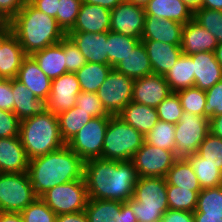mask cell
I'll list each match as a JSON object with an SVG mask.
<instances>
[{"label": "cell", "mask_w": 222, "mask_h": 222, "mask_svg": "<svg viewBox=\"0 0 222 222\" xmlns=\"http://www.w3.org/2000/svg\"><path fill=\"white\" fill-rule=\"evenodd\" d=\"M145 19L144 7L124 0L111 10L110 31L141 39Z\"/></svg>", "instance_id": "obj_13"}, {"label": "cell", "mask_w": 222, "mask_h": 222, "mask_svg": "<svg viewBox=\"0 0 222 222\" xmlns=\"http://www.w3.org/2000/svg\"><path fill=\"white\" fill-rule=\"evenodd\" d=\"M185 159L190 163L195 172L201 189L222 185V172L211 163L206 162L197 153L188 155Z\"/></svg>", "instance_id": "obj_36"}, {"label": "cell", "mask_w": 222, "mask_h": 222, "mask_svg": "<svg viewBox=\"0 0 222 222\" xmlns=\"http://www.w3.org/2000/svg\"><path fill=\"white\" fill-rule=\"evenodd\" d=\"M178 159L174 151L165 150L146 142L134 154L132 162L139 177L165 178L168 170Z\"/></svg>", "instance_id": "obj_12"}, {"label": "cell", "mask_w": 222, "mask_h": 222, "mask_svg": "<svg viewBox=\"0 0 222 222\" xmlns=\"http://www.w3.org/2000/svg\"><path fill=\"white\" fill-rule=\"evenodd\" d=\"M29 159L19 136L0 138V173L27 172Z\"/></svg>", "instance_id": "obj_24"}, {"label": "cell", "mask_w": 222, "mask_h": 222, "mask_svg": "<svg viewBox=\"0 0 222 222\" xmlns=\"http://www.w3.org/2000/svg\"><path fill=\"white\" fill-rule=\"evenodd\" d=\"M202 8L222 11V0H202Z\"/></svg>", "instance_id": "obj_60"}, {"label": "cell", "mask_w": 222, "mask_h": 222, "mask_svg": "<svg viewBox=\"0 0 222 222\" xmlns=\"http://www.w3.org/2000/svg\"><path fill=\"white\" fill-rule=\"evenodd\" d=\"M184 24L168 19H158L146 15L141 40H154L173 45H181Z\"/></svg>", "instance_id": "obj_22"}, {"label": "cell", "mask_w": 222, "mask_h": 222, "mask_svg": "<svg viewBox=\"0 0 222 222\" xmlns=\"http://www.w3.org/2000/svg\"><path fill=\"white\" fill-rule=\"evenodd\" d=\"M60 134L67 144L90 120L92 116L77 106L57 114Z\"/></svg>", "instance_id": "obj_32"}, {"label": "cell", "mask_w": 222, "mask_h": 222, "mask_svg": "<svg viewBox=\"0 0 222 222\" xmlns=\"http://www.w3.org/2000/svg\"><path fill=\"white\" fill-rule=\"evenodd\" d=\"M189 9L194 13L197 9L202 8V0H182Z\"/></svg>", "instance_id": "obj_61"}, {"label": "cell", "mask_w": 222, "mask_h": 222, "mask_svg": "<svg viewBox=\"0 0 222 222\" xmlns=\"http://www.w3.org/2000/svg\"><path fill=\"white\" fill-rule=\"evenodd\" d=\"M9 30V21L0 13V33H7Z\"/></svg>", "instance_id": "obj_62"}, {"label": "cell", "mask_w": 222, "mask_h": 222, "mask_svg": "<svg viewBox=\"0 0 222 222\" xmlns=\"http://www.w3.org/2000/svg\"><path fill=\"white\" fill-rule=\"evenodd\" d=\"M127 203L138 222H160L169 209L165 178L139 177Z\"/></svg>", "instance_id": "obj_5"}, {"label": "cell", "mask_w": 222, "mask_h": 222, "mask_svg": "<svg viewBox=\"0 0 222 222\" xmlns=\"http://www.w3.org/2000/svg\"><path fill=\"white\" fill-rule=\"evenodd\" d=\"M193 19L208 30L218 43L222 42V11L200 8L194 12Z\"/></svg>", "instance_id": "obj_41"}, {"label": "cell", "mask_w": 222, "mask_h": 222, "mask_svg": "<svg viewBox=\"0 0 222 222\" xmlns=\"http://www.w3.org/2000/svg\"><path fill=\"white\" fill-rule=\"evenodd\" d=\"M218 46L216 38L194 19L188 21L182 29L181 49L183 54L214 52Z\"/></svg>", "instance_id": "obj_19"}, {"label": "cell", "mask_w": 222, "mask_h": 222, "mask_svg": "<svg viewBox=\"0 0 222 222\" xmlns=\"http://www.w3.org/2000/svg\"><path fill=\"white\" fill-rule=\"evenodd\" d=\"M138 178L132 160L112 161L98 158L84 163V179L90 199L127 202L133 198Z\"/></svg>", "instance_id": "obj_1"}, {"label": "cell", "mask_w": 222, "mask_h": 222, "mask_svg": "<svg viewBox=\"0 0 222 222\" xmlns=\"http://www.w3.org/2000/svg\"><path fill=\"white\" fill-rule=\"evenodd\" d=\"M84 161L67 145L29 160L27 173L34 193L40 197L55 185L84 178Z\"/></svg>", "instance_id": "obj_2"}, {"label": "cell", "mask_w": 222, "mask_h": 222, "mask_svg": "<svg viewBox=\"0 0 222 222\" xmlns=\"http://www.w3.org/2000/svg\"><path fill=\"white\" fill-rule=\"evenodd\" d=\"M31 56L38 63L44 74L51 80L67 73L64 38L59 43L34 52Z\"/></svg>", "instance_id": "obj_26"}, {"label": "cell", "mask_w": 222, "mask_h": 222, "mask_svg": "<svg viewBox=\"0 0 222 222\" xmlns=\"http://www.w3.org/2000/svg\"><path fill=\"white\" fill-rule=\"evenodd\" d=\"M193 64L190 55L182 54L175 65L164 75L172 92L194 87Z\"/></svg>", "instance_id": "obj_30"}, {"label": "cell", "mask_w": 222, "mask_h": 222, "mask_svg": "<svg viewBox=\"0 0 222 222\" xmlns=\"http://www.w3.org/2000/svg\"><path fill=\"white\" fill-rule=\"evenodd\" d=\"M120 210L119 201L89 198L84 211L89 222H120Z\"/></svg>", "instance_id": "obj_34"}, {"label": "cell", "mask_w": 222, "mask_h": 222, "mask_svg": "<svg viewBox=\"0 0 222 222\" xmlns=\"http://www.w3.org/2000/svg\"><path fill=\"white\" fill-rule=\"evenodd\" d=\"M0 222H24L20 213L0 212Z\"/></svg>", "instance_id": "obj_58"}, {"label": "cell", "mask_w": 222, "mask_h": 222, "mask_svg": "<svg viewBox=\"0 0 222 222\" xmlns=\"http://www.w3.org/2000/svg\"><path fill=\"white\" fill-rule=\"evenodd\" d=\"M111 69L110 65L87 62L75 72L81 91L97 93Z\"/></svg>", "instance_id": "obj_33"}, {"label": "cell", "mask_w": 222, "mask_h": 222, "mask_svg": "<svg viewBox=\"0 0 222 222\" xmlns=\"http://www.w3.org/2000/svg\"><path fill=\"white\" fill-rule=\"evenodd\" d=\"M130 2H132L133 4H136L138 6H142L145 7L146 4L150 1V0H128Z\"/></svg>", "instance_id": "obj_64"}, {"label": "cell", "mask_w": 222, "mask_h": 222, "mask_svg": "<svg viewBox=\"0 0 222 222\" xmlns=\"http://www.w3.org/2000/svg\"><path fill=\"white\" fill-rule=\"evenodd\" d=\"M120 222H138L131 206L127 202H121Z\"/></svg>", "instance_id": "obj_56"}, {"label": "cell", "mask_w": 222, "mask_h": 222, "mask_svg": "<svg viewBox=\"0 0 222 222\" xmlns=\"http://www.w3.org/2000/svg\"><path fill=\"white\" fill-rule=\"evenodd\" d=\"M153 69V74L165 75L183 54L180 45L154 40H141Z\"/></svg>", "instance_id": "obj_21"}, {"label": "cell", "mask_w": 222, "mask_h": 222, "mask_svg": "<svg viewBox=\"0 0 222 222\" xmlns=\"http://www.w3.org/2000/svg\"><path fill=\"white\" fill-rule=\"evenodd\" d=\"M193 213L222 216V185L202 189L198 194L197 206Z\"/></svg>", "instance_id": "obj_37"}, {"label": "cell", "mask_w": 222, "mask_h": 222, "mask_svg": "<svg viewBox=\"0 0 222 222\" xmlns=\"http://www.w3.org/2000/svg\"><path fill=\"white\" fill-rule=\"evenodd\" d=\"M210 133L209 119L183 111L175 124V154L178 158L197 153L199 145Z\"/></svg>", "instance_id": "obj_9"}, {"label": "cell", "mask_w": 222, "mask_h": 222, "mask_svg": "<svg viewBox=\"0 0 222 222\" xmlns=\"http://www.w3.org/2000/svg\"><path fill=\"white\" fill-rule=\"evenodd\" d=\"M67 36L78 47L87 62L109 65L107 53L108 32H68Z\"/></svg>", "instance_id": "obj_17"}, {"label": "cell", "mask_w": 222, "mask_h": 222, "mask_svg": "<svg viewBox=\"0 0 222 222\" xmlns=\"http://www.w3.org/2000/svg\"><path fill=\"white\" fill-rule=\"evenodd\" d=\"M82 0H60L56 20L58 25L67 34L75 25Z\"/></svg>", "instance_id": "obj_43"}, {"label": "cell", "mask_w": 222, "mask_h": 222, "mask_svg": "<svg viewBox=\"0 0 222 222\" xmlns=\"http://www.w3.org/2000/svg\"><path fill=\"white\" fill-rule=\"evenodd\" d=\"M117 116L138 130L144 136L152 130L159 121L157 109L136 102H130Z\"/></svg>", "instance_id": "obj_28"}, {"label": "cell", "mask_w": 222, "mask_h": 222, "mask_svg": "<svg viewBox=\"0 0 222 222\" xmlns=\"http://www.w3.org/2000/svg\"><path fill=\"white\" fill-rule=\"evenodd\" d=\"M123 1L124 0H82L83 3L100 5L110 10L114 9L119 3Z\"/></svg>", "instance_id": "obj_57"}, {"label": "cell", "mask_w": 222, "mask_h": 222, "mask_svg": "<svg viewBox=\"0 0 222 222\" xmlns=\"http://www.w3.org/2000/svg\"><path fill=\"white\" fill-rule=\"evenodd\" d=\"M9 27L27 55L59 43L67 35L54 17L41 12L28 0L9 21Z\"/></svg>", "instance_id": "obj_3"}, {"label": "cell", "mask_w": 222, "mask_h": 222, "mask_svg": "<svg viewBox=\"0 0 222 222\" xmlns=\"http://www.w3.org/2000/svg\"><path fill=\"white\" fill-rule=\"evenodd\" d=\"M194 222H222V216H204L202 213H193Z\"/></svg>", "instance_id": "obj_59"}, {"label": "cell", "mask_w": 222, "mask_h": 222, "mask_svg": "<svg viewBox=\"0 0 222 222\" xmlns=\"http://www.w3.org/2000/svg\"><path fill=\"white\" fill-rule=\"evenodd\" d=\"M133 79L112 68L97 94L110 115H117L132 101Z\"/></svg>", "instance_id": "obj_11"}, {"label": "cell", "mask_w": 222, "mask_h": 222, "mask_svg": "<svg viewBox=\"0 0 222 222\" xmlns=\"http://www.w3.org/2000/svg\"><path fill=\"white\" fill-rule=\"evenodd\" d=\"M111 10L82 3L75 25L69 32L104 33L110 31Z\"/></svg>", "instance_id": "obj_18"}, {"label": "cell", "mask_w": 222, "mask_h": 222, "mask_svg": "<svg viewBox=\"0 0 222 222\" xmlns=\"http://www.w3.org/2000/svg\"><path fill=\"white\" fill-rule=\"evenodd\" d=\"M198 192L174 185H167L169 209L194 212L197 206Z\"/></svg>", "instance_id": "obj_39"}, {"label": "cell", "mask_w": 222, "mask_h": 222, "mask_svg": "<svg viewBox=\"0 0 222 222\" xmlns=\"http://www.w3.org/2000/svg\"><path fill=\"white\" fill-rule=\"evenodd\" d=\"M5 34H6V33H0V48H1L2 37H3Z\"/></svg>", "instance_id": "obj_65"}, {"label": "cell", "mask_w": 222, "mask_h": 222, "mask_svg": "<svg viewBox=\"0 0 222 222\" xmlns=\"http://www.w3.org/2000/svg\"><path fill=\"white\" fill-rule=\"evenodd\" d=\"M75 106H77L80 110L87 112V114L92 116V118L111 116L104 108L97 93L81 91V93L77 96Z\"/></svg>", "instance_id": "obj_46"}, {"label": "cell", "mask_w": 222, "mask_h": 222, "mask_svg": "<svg viewBox=\"0 0 222 222\" xmlns=\"http://www.w3.org/2000/svg\"><path fill=\"white\" fill-rule=\"evenodd\" d=\"M210 133L222 139V114L209 119Z\"/></svg>", "instance_id": "obj_55"}, {"label": "cell", "mask_w": 222, "mask_h": 222, "mask_svg": "<svg viewBox=\"0 0 222 222\" xmlns=\"http://www.w3.org/2000/svg\"><path fill=\"white\" fill-rule=\"evenodd\" d=\"M24 222H56L57 215L37 197L21 213Z\"/></svg>", "instance_id": "obj_44"}, {"label": "cell", "mask_w": 222, "mask_h": 222, "mask_svg": "<svg viewBox=\"0 0 222 222\" xmlns=\"http://www.w3.org/2000/svg\"><path fill=\"white\" fill-rule=\"evenodd\" d=\"M160 222H194L193 212L168 209Z\"/></svg>", "instance_id": "obj_52"}, {"label": "cell", "mask_w": 222, "mask_h": 222, "mask_svg": "<svg viewBox=\"0 0 222 222\" xmlns=\"http://www.w3.org/2000/svg\"><path fill=\"white\" fill-rule=\"evenodd\" d=\"M172 93L163 75L150 74L134 80L132 102L156 108Z\"/></svg>", "instance_id": "obj_14"}, {"label": "cell", "mask_w": 222, "mask_h": 222, "mask_svg": "<svg viewBox=\"0 0 222 222\" xmlns=\"http://www.w3.org/2000/svg\"><path fill=\"white\" fill-rule=\"evenodd\" d=\"M35 8L41 12L54 17L58 12V2L60 0H28Z\"/></svg>", "instance_id": "obj_53"}, {"label": "cell", "mask_w": 222, "mask_h": 222, "mask_svg": "<svg viewBox=\"0 0 222 222\" xmlns=\"http://www.w3.org/2000/svg\"><path fill=\"white\" fill-rule=\"evenodd\" d=\"M14 94L12 93V79L0 80V110H14L13 101Z\"/></svg>", "instance_id": "obj_50"}, {"label": "cell", "mask_w": 222, "mask_h": 222, "mask_svg": "<svg viewBox=\"0 0 222 222\" xmlns=\"http://www.w3.org/2000/svg\"><path fill=\"white\" fill-rule=\"evenodd\" d=\"M156 109L159 120L172 124L178 123L183 113L179 97L175 92L165 98Z\"/></svg>", "instance_id": "obj_45"}, {"label": "cell", "mask_w": 222, "mask_h": 222, "mask_svg": "<svg viewBox=\"0 0 222 222\" xmlns=\"http://www.w3.org/2000/svg\"><path fill=\"white\" fill-rule=\"evenodd\" d=\"M165 180L167 185H174L200 192L201 186L190 163L185 158H178L168 170Z\"/></svg>", "instance_id": "obj_31"}, {"label": "cell", "mask_w": 222, "mask_h": 222, "mask_svg": "<svg viewBox=\"0 0 222 222\" xmlns=\"http://www.w3.org/2000/svg\"><path fill=\"white\" fill-rule=\"evenodd\" d=\"M197 154L222 172V139L209 133L199 145Z\"/></svg>", "instance_id": "obj_42"}, {"label": "cell", "mask_w": 222, "mask_h": 222, "mask_svg": "<svg viewBox=\"0 0 222 222\" xmlns=\"http://www.w3.org/2000/svg\"><path fill=\"white\" fill-rule=\"evenodd\" d=\"M26 0H0V13L10 21L23 7Z\"/></svg>", "instance_id": "obj_51"}, {"label": "cell", "mask_w": 222, "mask_h": 222, "mask_svg": "<svg viewBox=\"0 0 222 222\" xmlns=\"http://www.w3.org/2000/svg\"><path fill=\"white\" fill-rule=\"evenodd\" d=\"M12 93L14 94L13 101H15L13 113L20 121L50 112L49 98H37L16 78L12 79Z\"/></svg>", "instance_id": "obj_16"}, {"label": "cell", "mask_w": 222, "mask_h": 222, "mask_svg": "<svg viewBox=\"0 0 222 222\" xmlns=\"http://www.w3.org/2000/svg\"><path fill=\"white\" fill-rule=\"evenodd\" d=\"M175 93L179 97L183 111L204 117V107L207 103L205 90L189 87Z\"/></svg>", "instance_id": "obj_40"}, {"label": "cell", "mask_w": 222, "mask_h": 222, "mask_svg": "<svg viewBox=\"0 0 222 222\" xmlns=\"http://www.w3.org/2000/svg\"><path fill=\"white\" fill-rule=\"evenodd\" d=\"M145 142V136L117 115H111L105 133L102 159L112 161L132 160Z\"/></svg>", "instance_id": "obj_6"}, {"label": "cell", "mask_w": 222, "mask_h": 222, "mask_svg": "<svg viewBox=\"0 0 222 222\" xmlns=\"http://www.w3.org/2000/svg\"><path fill=\"white\" fill-rule=\"evenodd\" d=\"M35 199L27 172L0 173V212L21 213Z\"/></svg>", "instance_id": "obj_7"}, {"label": "cell", "mask_w": 222, "mask_h": 222, "mask_svg": "<svg viewBox=\"0 0 222 222\" xmlns=\"http://www.w3.org/2000/svg\"><path fill=\"white\" fill-rule=\"evenodd\" d=\"M110 117L93 118L66 145L84 162L90 159H102L104 138Z\"/></svg>", "instance_id": "obj_10"}, {"label": "cell", "mask_w": 222, "mask_h": 222, "mask_svg": "<svg viewBox=\"0 0 222 222\" xmlns=\"http://www.w3.org/2000/svg\"><path fill=\"white\" fill-rule=\"evenodd\" d=\"M80 93L81 88L75 73L68 72L51 80V92L48 97L50 111L58 114L73 108Z\"/></svg>", "instance_id": "obj_15"}, {"label": "cell", "mask_w": 222, "mask_h": 222, "mask_svg": "<svg viewBox=\"0 0 222 222\" xmlns=\"http://www.w3.org/2000/svg\"><path fill=\"white\" fill-rule=\"evenodd\" d=\"M19 138L29 160L66 145L60 134L57 114L51 111L20 121Z\"/></svg>", "instance_id": "obj_4"}, {"label": "cell", "mask_w": 222, "mask_h": 222, "mask_svg": "<svg viewBox=\"0 0 222 222\" xmlns=\"http://www.w3.org/2000/svg\"><path fill=\"white\" fill-rule=\"evenodd\" d=\"M20 120L12 111L0 110V138L19 136Z\"/></svg>", "instance_id": "obj_49"}, {"label": "cell", "mask_w": 222, "mask_h": 222, "mask_svg": "<svg viewBox=\"0 0 222 222\" xmlns=\"http://www.w3.org/2000/svg\"><path fill=\"white\" fill-rule=\"evenodd\" d=\"M190 56L194 63V87L206 91L222 79V67L214 52H200Z\"/></svg>", "instance_id": "obj_20"}, {"label": "cell", "mask_w": 222, "mask_h": 222, "mask_svg": "<svg viewBox=\"0 0 222 222\" xmlns=\"http://www.w3.org/2000/svg\"><path fill=\"white\" fill-rule=\"evenodd\" d=\"M144 9L148 16L174 20L184 25L193 19L194 14L182 0H150Z\"/></svg>", "instance_id": "obj_27"}, {"label": "cell", "mask_w": 222, "mask_h": 222, "mask_svg": "<svg viewBox=\"0 0 222 222\" xmlns=\"http://www.w3.org/2000/svg\"><path fill=\"white\" fill-rule=\"evenodd\" d=\"M114 68L133 80L153 74L150 59L142 42Z\"/></svg>", "instance_id": "obj_29"}, {"label": "cell", "mask_w": 222, "mask_h": 222, "mask_svg": "<svg viewBox=\"0 0 222 222\" xmlns=\"http://www.w3.org/2000/svg\"><path fill=\"white\" fill-rule=\"evenodd\" d=\"M205 93L207 103L204 107V117L210 119L222 114V79Z\"/></svg>", "instance_id": "obj_47"}, {"label": "cell", "mask_w": 222, "mask_h": 222, "mask_svg": "<svg viewBox=\"0 0 222 222\" xmlns=\"http://www.w3.org/2000/svg\"><path fill=\"white\" fill-rule=\"evenodd\" d=\"M40 198L57 216L82 212L85 210L89 200L84 178L82 180L55 185L43 193Z\"/></svg>", "instance_id": "obj_8"}, {"label": "cell", "mask_w": 222, "mask_h": 222, "mask_svg": "<svg viewBox=\"0 0 222 222\" xmlns=\"http://www.w3.org/2000/svg\"><path fill=\"white\" fill-rule=\"evenodd\" d=\"M64 55L67 73H75L87 63L86 58L67 35L64 37Z\"/></svg>", "instance_id": "obj_48"}, {"label": "cell", "mask_w": 222, "mask_h": 222, "mask_svg": "<svg viewBox=\"0 0 222 222\" xmlns=\"http://www.w3.org/2000/svg\"><path fill=\"white\" fill-rule=\"evenodd\" d=\"M56 222H89L85 211L61 214L56 217Z\"/></svg>", "instance_id": "obj_54"}, {"label": "cell", "mask_w": 222, "mask_h": 222, "mask_svg": "<svg viewBox=\"0 0 222 222\" xmlns=\"http://www.w3.org/2000/svg\"><path fill=\"white\" fill-rule=\"evenodd\" d=\"M214 53L216 60L220 63L222 67V42L218 43V46L215 48Z\"/></svg>", "instance_id": "obj_63"}, {"label": "cell", "mask_w": 222, "mask_h": 222, "mask_svg": "<svg viewBox=\"0 0 222 222\" xmlns=\"http://www.w3.org/2000/svg\"><path fill=\"white\" fill-rule=\"evenodd\" d=\"M16 79L33 92L37 98L49 97L51 79L44 74L31 55H28L23 60Z\"/></svg>", "instance_id": "obj_25"}, {"label": "cell", "mask_w": 222, "mask_h": 222, "mask_svg": "<svg viewBox=\"0 0 222 222\" xmlns=\"http://www.w3.org/2000/svg\"><path fill=\"white\" fill-rule=\"evenodd\" d=\"M28 55L23 50L18 39L9 30L1 41L0 76L2 79H14Z\"/></svg>", "instance_id": "obj_23"}, {"label": "cell", "mask_w": 222, "mask_h": 222, "mask_svg": "<svg viewBox=\"0 0 222 222\" xmlns=\"http://www.w3.org/2000/svg\"><path fill=\"white\" fill-rule=\"evenodd\" d=\"M145 142L175 152V124L159 120L145 135Z\"/></svg>", "instance_id": "obj_38"}, {"label": "cell", "mask_w": 222, "mask_h": 222, "mask_svg": "<svg viewBox=\"0 0 222 222\" xmlns=\"http://www.w3.org/2000/svg\"><path fill=\"white\" fill-rule=\"evenodd\" d=\"M141 39L124 36L122 34L108 31L107 53L109 65L114 68L119 64L135 47Z\"/></svg>", "instance_id": "obj_35"}]
</instances>
